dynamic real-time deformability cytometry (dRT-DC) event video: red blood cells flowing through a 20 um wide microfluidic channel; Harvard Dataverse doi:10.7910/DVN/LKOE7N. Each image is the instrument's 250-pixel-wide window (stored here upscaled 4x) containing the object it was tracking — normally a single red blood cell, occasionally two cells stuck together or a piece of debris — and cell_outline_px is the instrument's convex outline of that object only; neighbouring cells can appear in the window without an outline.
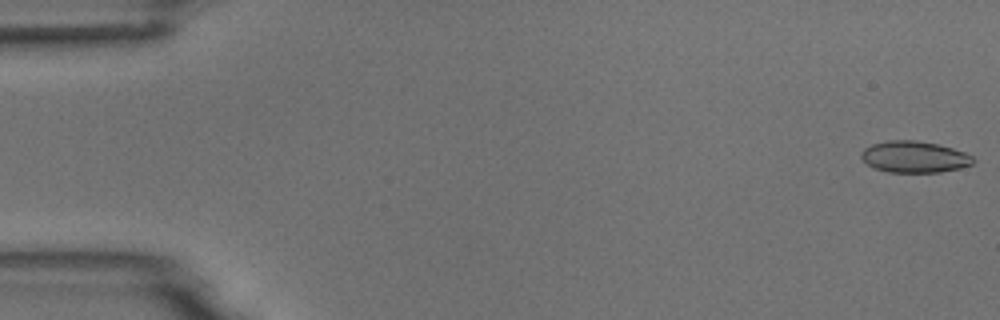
{"species": "common noctule bat (a hibernating species)", "species_latin": "Nyctalus noctula", "temperature_condition": "room temperature", "stored_images_in_passage": 7, "camera_frame_rate_fps": 3000, "um_per_image_px": 0.085, "animal": {"sex": "male", "body_mass_g": 18.8}, "frame": {"image": 1, "passage_image": 1, "time_ms": 0.0, "image_size_px": [1000, 320], "cell_outline_px": [[976, 160], [972, 164], [960, 168], [940, 172], [888, 172], [876, 168], [868, 164], [860, 156], [860, 152], [864, 148], [872, 144], [888, 140], [916, 140], [936, 144], [952, 148], [964, 152], [972, 156]], "centroid_in_image_um": [77.72, 13.33], "position_along_channel_um": 7.3, "area_um2": 20.46}}